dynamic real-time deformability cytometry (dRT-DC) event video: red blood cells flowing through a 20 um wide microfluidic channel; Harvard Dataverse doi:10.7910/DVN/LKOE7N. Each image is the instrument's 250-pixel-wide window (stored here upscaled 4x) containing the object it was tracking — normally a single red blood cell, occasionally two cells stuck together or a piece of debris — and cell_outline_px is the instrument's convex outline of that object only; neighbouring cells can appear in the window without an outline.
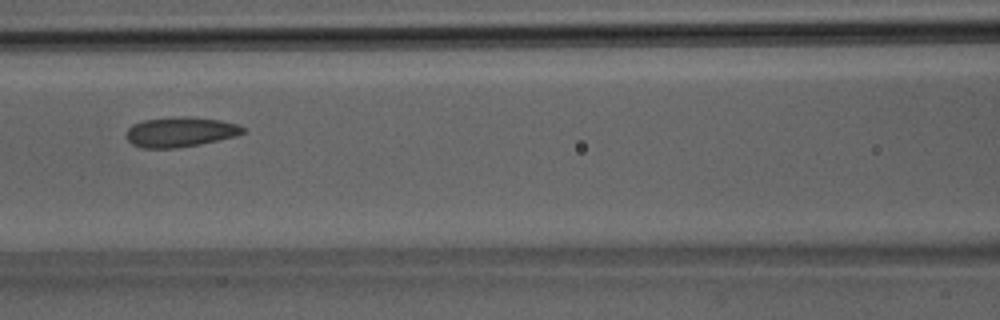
{"species": "Egyptian fruit bat (a non-hibernating species)", "species_latin": "Rousettus aegyptiacus", "temperature_condition": "room temperature", "stored_images_in_passage": 35, "camera_frame_rate_fps": 3000, "um_per_image_px": 0.085, "animal": {"sex": "male"}, "frame": {"image": 1, "passage_image": 13, "time_ms": 4.0, "image_size_px": [1000, 320], "cell_outline_px": [[244, 132], [236, 136], [200, 144], [176, 148], [140, 148], [132, 144], [124, 136], [128, 128], [132, 124], [144, 120], [176, 116], [180, 116], [220, 120], [236, 124], [244, 128]], "centroid_in_image_um": [15.27, 11.22], "position_along_channel_um": 151.3, "area_um2": 20.35}}
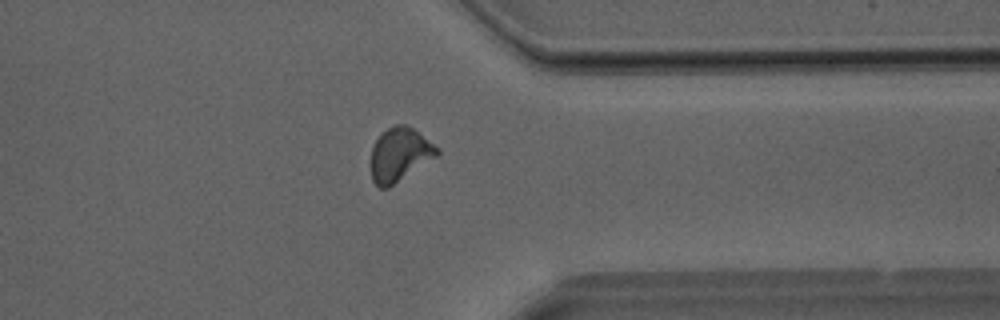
{"frame": {"image": 2, "passage_image": 26, "time_ms": 8.333, "image_size_px": [1000, 320], "cell_outline_px": [[440, 152], [436, 156], [388, 188], [380, 188], [372, 180], [372, 144], [388, 128], [396, 124], [404, 124], [412, 128], [440, 148]], "centroid_in_image_um": [33.97, 13.13], "position_along_channel_um": 377.4, "area_um2": 20.23}}
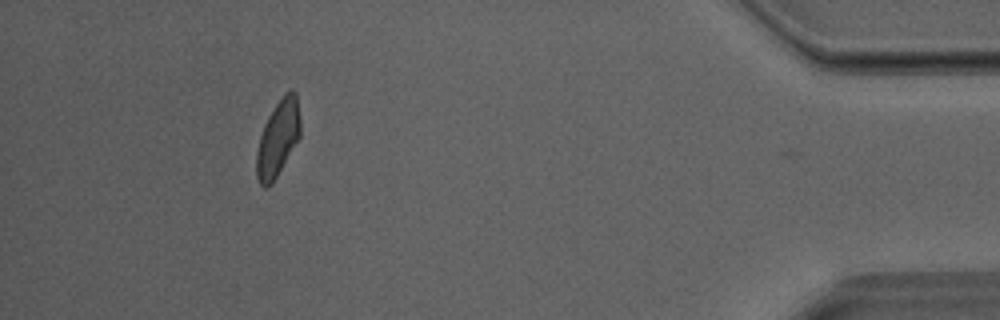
{"frame": {"image": 3, "passage_image": 31, "time_ms": 10.0, "image_size_px": [1000, 320], "cell_outline_px": [[300, 136], [272, 184], [268, 188], [264, 188], [260, 184], [256, 176], [256, 152], [260, 136], [264, 124], [268, 116], [284, 92], [292, 88], [296, 92], [300, 120]], "centroid_in_image_um": [23.61, 11.75], "position_along_channel_um": 411.6, "area_um2": 19.48}}